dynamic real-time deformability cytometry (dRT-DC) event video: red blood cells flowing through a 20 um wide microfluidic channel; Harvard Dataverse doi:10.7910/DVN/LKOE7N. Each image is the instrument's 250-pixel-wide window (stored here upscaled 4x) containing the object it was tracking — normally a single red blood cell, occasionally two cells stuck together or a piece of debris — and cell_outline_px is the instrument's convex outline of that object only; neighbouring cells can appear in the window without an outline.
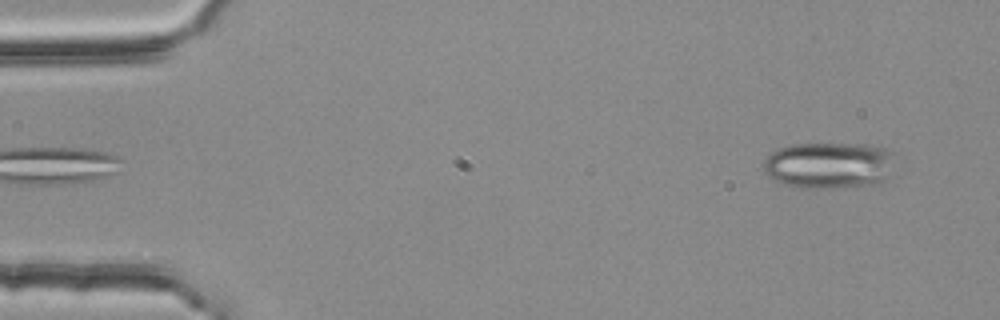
{"species": "common noctule bat (a hibernating species)", "species_latin": "Nyctalus noctula", "temperature_condition": "room temperature", "stored_images_in_passage": 53, "camera_frame_rate_fps": 3000, "um_per_image_px": 0.085, "animal": {"sex": "female", "body_mass_g": 25.1}, "frame": {"image": 1, "passage_image": 2, "time_ms": 0.333, "image_size_px": [1000, 320], "cell_outline_px": [[892, 152], [884, 180], [880, 184], [840, 188], [800, 188], [784, 184], [768, 176], [764, 172], [764, 160], [776, 148], [788, 144], [880, 144]], "centroid_in_image_um": [70.41, 14.04], "position_along_channel_um": 14.6, "area_um2": 35.72}}
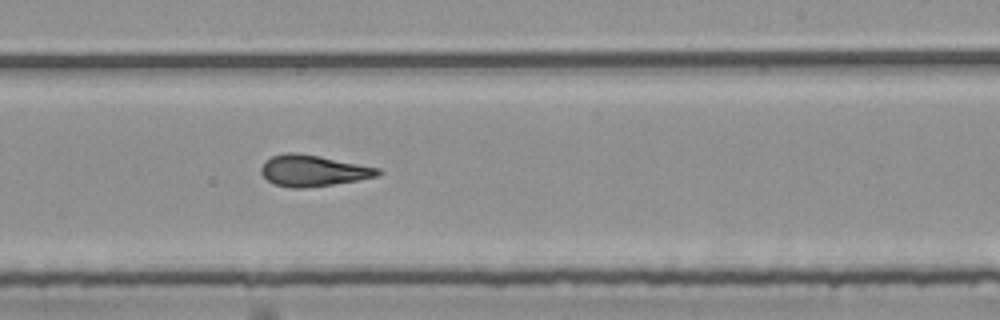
{"frame": {"image": 2, "passage_image": 31, "time_ms": 10.0, "image_size_px": [1000, 320], "cell_outline_px": [[384, 172], [380, 176], [332, 184], [304, 188], [292, 188], [272, 184], [260, 172], [260, 168], [272, 156], [284, 152], [296, 152], [320, 156], [380, 168]], "centroid_in_image_um": [26.63, 14.5], "position_along_channel_um": 262.4, "area_um2": 21.27}}
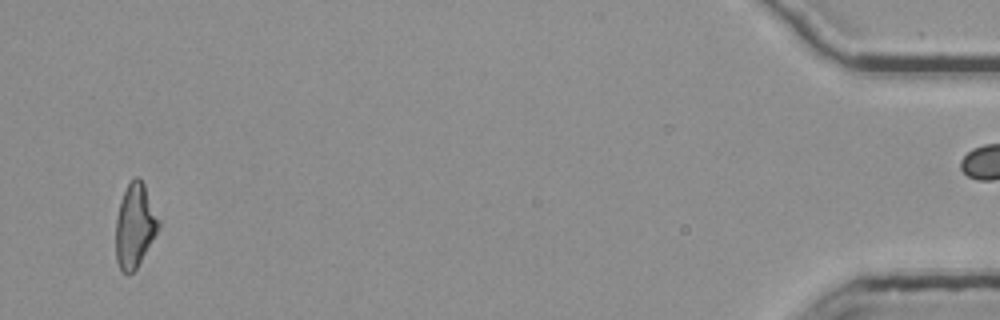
{"frame": {"image": 3, "passage_image": 51, "time_ms": 16.667, "image_size_px": [1000, 320], "cell_outline_px": [[160, 228], [136, 268], [132, 272], [120, 272], [116, 260], [116, 216], [120, 200], [128, 184], [136, 176], [144, 184], [160, 220]], "centroid_in_image_um": [11.46, 19.19], "position_along_channel_um": 423.7, "area_um2": 20.81}, "authors_computed_cell_mechanics": {"area_um2": 21.4438, "velocity_mm_per_s": 3.7537, "shape_relaxation_time_tau1_ms": null, "shape_relaxation_time_tau2_ms": 2.6949, "deformation_change_tau1": null, "deformation_change_tau2": 0.1266}}